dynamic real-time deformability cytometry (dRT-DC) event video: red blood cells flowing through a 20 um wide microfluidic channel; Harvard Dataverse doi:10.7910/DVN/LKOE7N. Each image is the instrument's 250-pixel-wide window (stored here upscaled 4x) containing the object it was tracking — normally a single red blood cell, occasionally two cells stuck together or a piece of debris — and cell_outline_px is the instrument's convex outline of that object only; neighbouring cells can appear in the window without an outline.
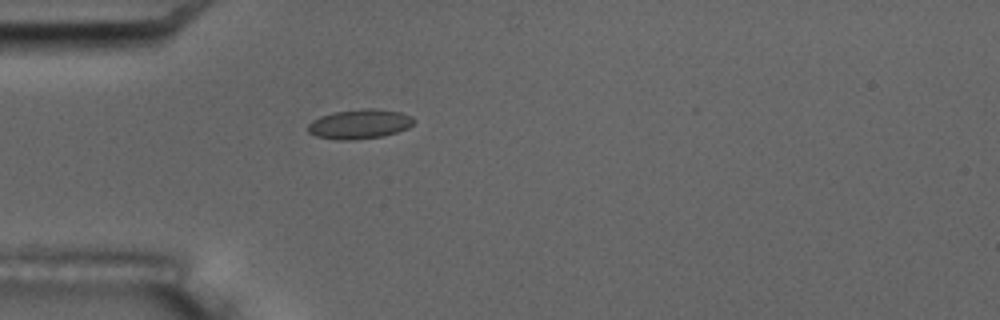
{"species": "common noctule bat (a hibernating species)", "species_latin": "Nyctalus noctula", "temperature_condition": "room temperature", "stored_images_in_passage": 6, "camera_frame_rate_fps": 3000, "um_per_image_px": 0.085, "animal": {"sex": "male", "body_mass_g": 17.5, "forearm_length_mm": 52.3}, "frame": {"image": 1, "passage_image": 5, "time_ms": 4.667, "image_size_px": [1000, 320], "cell_outline_px": [[416, 120], [408, 128], [384, 136], [352, 140], [336, 140], [316, 136], [308, 132], [308, 124], [312, 120], [320, 116], [332, 112], [364, 108], [372, 108], [400, 112], [412, 116]], "centroid_in_image_um": [30.55, 10.54], "position_along_channel_um": 54.4, "area_um2": 18.38}}